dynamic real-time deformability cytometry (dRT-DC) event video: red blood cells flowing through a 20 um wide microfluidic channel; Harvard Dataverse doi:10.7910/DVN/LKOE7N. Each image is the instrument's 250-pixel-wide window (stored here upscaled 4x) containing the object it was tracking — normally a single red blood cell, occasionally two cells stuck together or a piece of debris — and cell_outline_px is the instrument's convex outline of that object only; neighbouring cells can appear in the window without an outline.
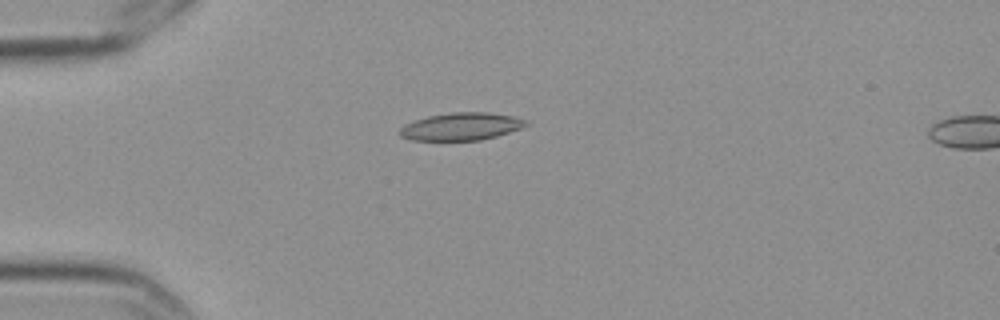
{"species": "Egyptian fruit bat (a non-hibernating species)", "species_latin": "Rousettus aegyptiacus", "temperature_condition": "cold", "stored_images_in_passage": 8, "camera_frame_rate_fps": 3000, "um_per_image_px": 0.085, "frame": {"image": 1, "passage_image": 4, "time_ms": 1.0, "image_size_px": [1000, 320], "cell_outline_px": [[528, 124], [520, 128], [496, 136], [480, 140], [412, 140], [400, 136], [400, 128], [404, 124], [412, 120], [428, 116], [452, 112], [488, 112], [512, 116], [524, 120]], "centroid_in_image_um": [39.14, 10.75], "position_along_channel_um": 45.9, "area_um2": 20.11}}
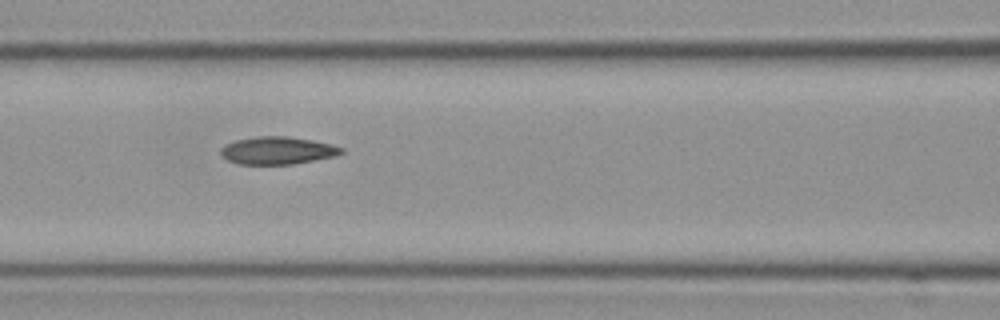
{"frame": {"image": 2, "passage_image": 7, "time_ms": 2.0, "image_size_px": [1000, 320], "cell_outline_px": [[344, 152], [336, 156], [292, 164], [240, 164], [228, 160], [220, 152], [220, 148], [224, 144], [236, 140], [256, 136], [288, 136], [312, 140], [332, 144], [344, 148]], "centroid_in_image_um": [23.6, 12.78], "position_along_channel_um": 143.0, "area_um2": 19.42}}
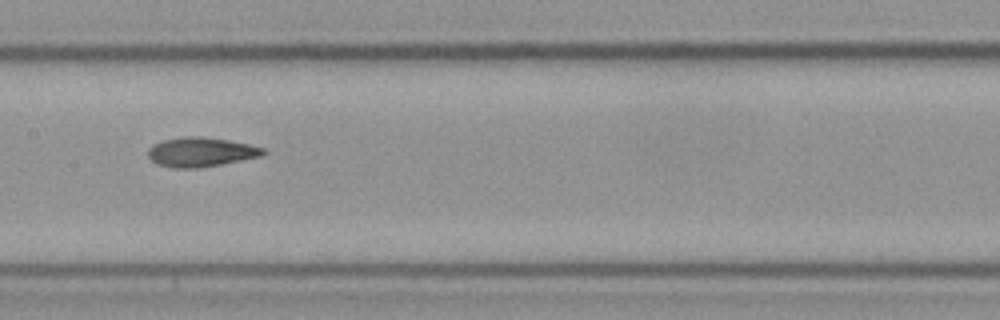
{"frame": {"image": 3, "passage_image": 8, "time_ms": 2.333, "image_size_px": [1000, 320], "cell_outline_px": [[268, 152], [260, 156], [220, 164], [196, 168], [172, 168], [156, 164], [148, 156], [148, 148], [164, 140], [184, 136], [204, 136], [228, 140], [248, 144], [264, 148]], "centroid_in_image_um": [17.06, 12.92], "position_along_channel_um": 190.3, "area_um2": 19.59}}